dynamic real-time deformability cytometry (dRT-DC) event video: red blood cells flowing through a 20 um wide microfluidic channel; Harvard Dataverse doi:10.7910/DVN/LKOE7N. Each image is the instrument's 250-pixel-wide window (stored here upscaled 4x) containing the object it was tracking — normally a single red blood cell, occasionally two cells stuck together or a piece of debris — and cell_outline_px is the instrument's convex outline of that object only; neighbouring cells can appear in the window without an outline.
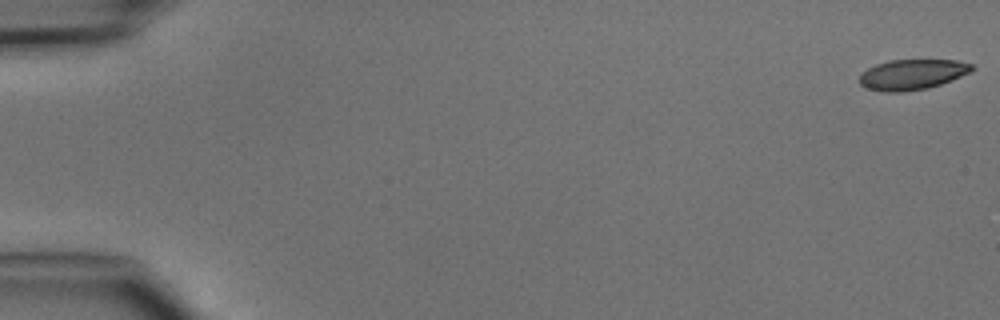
{"species": "common noctule bat (a hibernating species)", "species_latin": "Nyctalus noctula", "temperature_condition": "cold", "stored_images_in_passage": 48, "camera_frame_rate_fps": 3000, "um_per_image_px": 0.085, "animal": {"sex": "male", "body_mass_g": 15.6}, "frame": {"image": 1, "passage_image": 1, "time_ms": 0.0, "image_size_px": [1000, 320], "cell_outline_px": [[976, 68], [972, 72], [952, 80], [928, 88], [904, 92], [884, 92], [868, 88], [860, 84], [860, 76], [868, 68], [876, 64], [888, 60], [956, 60], [972, 64]], "centroid_in_image_um": [77.58, 6.33], "position_along_channel_um": 7.4, "area_um2": 19.94}}
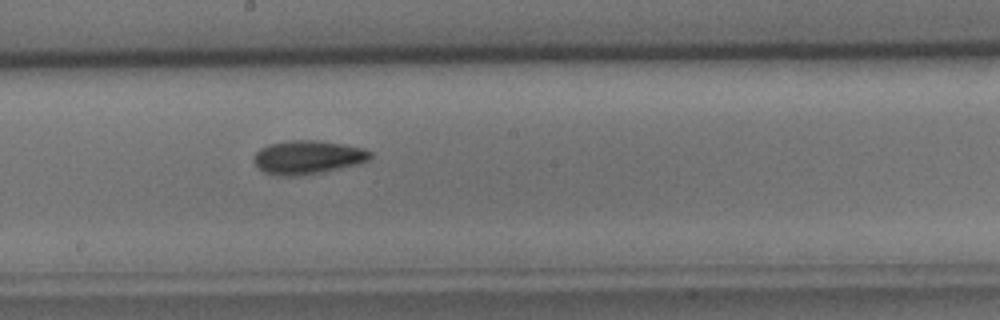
{"frame": {"image": 2, "passage_image": 27, "time_ms": 8.667, "image_size_px": [1000, 320], "cell_outline_px": [[372, 156], [368, 160], [356, 164], [324, 172], [300, 176], [280, 176], [264, 172], [252, 160], [256, 152], [260, 148], [268, 144], [288, 140], [316, 140], [364, 148], [372, 152]], "centroid_in_image_um": [26.13, 13.37], "position_along_channel_um": 222.1, "area_um2": 22.83}}
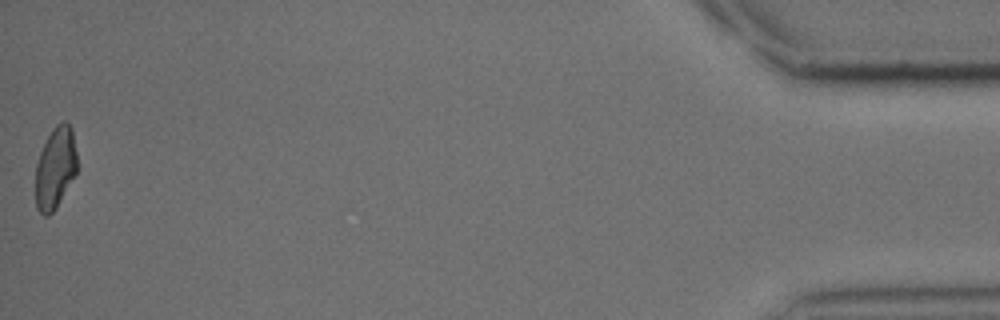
{"frame": {"image": 3, "passage_image": 48, "time_ms": 15.667, "image_size_px": [1000, 320], "cell_outline_px": [[76, 172], [56, 208], [48, 216], [44, 216], [36, 208], [36, 164], [40, 152], [52, 128], [56, 124], [64, 120], [72, 128], [76, 152]], "centroid_in_image_um": [4.69, 14.26], "position_along_channel_um": 430.5, "area_um2": 19.59}}